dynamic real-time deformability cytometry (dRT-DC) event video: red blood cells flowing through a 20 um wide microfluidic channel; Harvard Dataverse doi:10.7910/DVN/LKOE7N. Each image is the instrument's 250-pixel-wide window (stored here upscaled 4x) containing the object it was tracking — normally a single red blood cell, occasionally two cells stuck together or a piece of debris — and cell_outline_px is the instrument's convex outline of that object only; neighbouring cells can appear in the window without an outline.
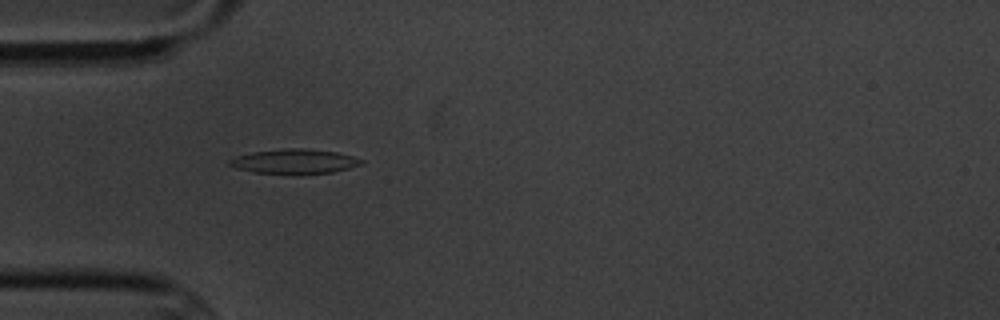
{"species": "common noctule bat (a hibernating species)", "species_latin": "Nyctalus noctula", "temperature_condition": "cold", "stored_images_in_passage": 3, "camera_frame_rate_fps": 3000, "um_per_image_px": 0.085, "animal": {"sex": "male", "body_mass_g": 20.1, "forearm_length_mm": 53.5}, "frame": {"image": 1, "passage_image": 2, "time_ms": 1.333, "image_size_px": [1000, 320], "cell_outline_px": [[364, 164], [332, 172], [300, 176], [256, 172], [236, 168], [228, 164], [228, 160], [236, 156], [252, 152], [284, 148], [304, 148], [336, 152], [352, 156], [364, 160]], "centroid_in_image_um": [25.04, 13.74], "position_along_channel_um": 60.0, "area_um2": 19.36}}
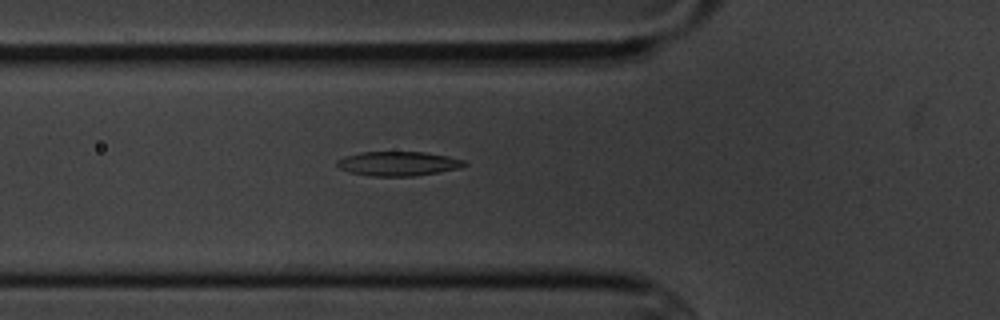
{"frame": {"image": 2, "passage_image": 3, "time_ms": 2.333, "image_size_px": [1000, 320], "cell_outline_px": [[468, 164], [460, 168], [440, 172], [416, 176], [368, 176], [348, 172], [340, 168], [336, 164], [336, 160], [344, 156], [360, 152], [424, 152], [448, 156], [464, 160]], "centroid_in_image_um": [33.83, 13.91], "position_along_channel_um": 92.0, "area_um2": 18.26}}